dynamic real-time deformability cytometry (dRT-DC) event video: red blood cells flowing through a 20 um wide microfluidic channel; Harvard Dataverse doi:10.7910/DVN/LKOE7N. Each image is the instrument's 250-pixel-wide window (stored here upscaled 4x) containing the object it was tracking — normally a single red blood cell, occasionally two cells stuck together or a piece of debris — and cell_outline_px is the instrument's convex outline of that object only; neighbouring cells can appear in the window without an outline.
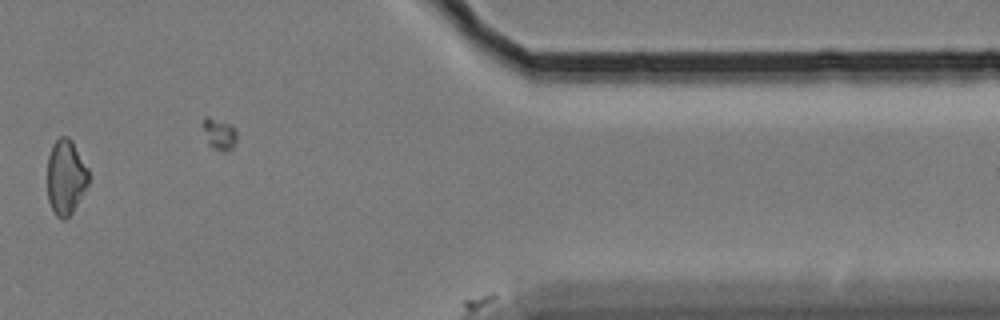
{"species": "Egyptian fruit bat (a non-hibernating species)", "species_latin": "Rousettus aegyptiacus", "temperature_condition": "cold", "stored_images_in_passage": 39, "camera_frame_rate_fps": 3000, "um_per_image_px": 0.085, "animal": {"sex": "female"}, "frame": {"image": 1, "passage_image": 35, "time_ms": 11.333, "image_size_px": [1000, 320], "cell_outline_px": [[88, 184], [72, 212], [64, 220], [60, 220], [56, 216], [48, 200], [48, 156], [52, 144], [60, 136], [68, 136], [72, 140], [88, 168]], "centroid_in_image_um": [5.58, 15.03], "position_along_channel_um": 405.8, "area_um2": 17.98}}